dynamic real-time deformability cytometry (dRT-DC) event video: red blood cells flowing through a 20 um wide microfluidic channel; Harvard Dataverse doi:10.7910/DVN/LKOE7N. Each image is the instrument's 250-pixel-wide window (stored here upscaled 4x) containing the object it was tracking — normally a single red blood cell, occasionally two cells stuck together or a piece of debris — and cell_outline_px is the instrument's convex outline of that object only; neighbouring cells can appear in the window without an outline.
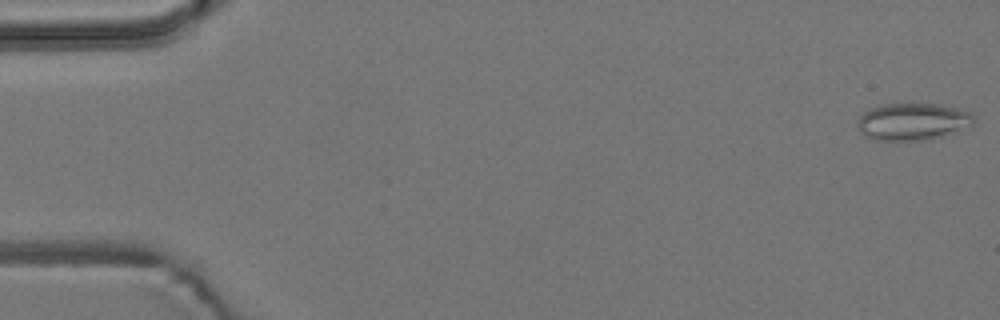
{"species": "common noctule bat (a hibernating species)", "species_latin": "Nyctalus noctula", "temperature_condition": "room temperature", "stored_images_in_passage": 6, "camera_frame_rate_fps": 3000, "um_per_image_px": 0.085, "animal": {"sex": "male", "body_mass_g": 19.2, "forearm_length_mm": 51.8}, "frame": {"image": 1, "passage_image": 1, "time_ms": 0.0, "image_size_px": [1000, 320], "cell_outline_px": [[972, 124], [940, 136], [920, 140], [876, 140], [864, 136], [860, 132], [856, 124], [860, 116], [864, 112], [872, 108], [884, 104], [940, 104], [956, 108], [968, 112], [972, 116]], "centroid_in_image_um": [77.48, 10.33], "position_along_channel_um": 7.5, "area_um2": 24.57}}
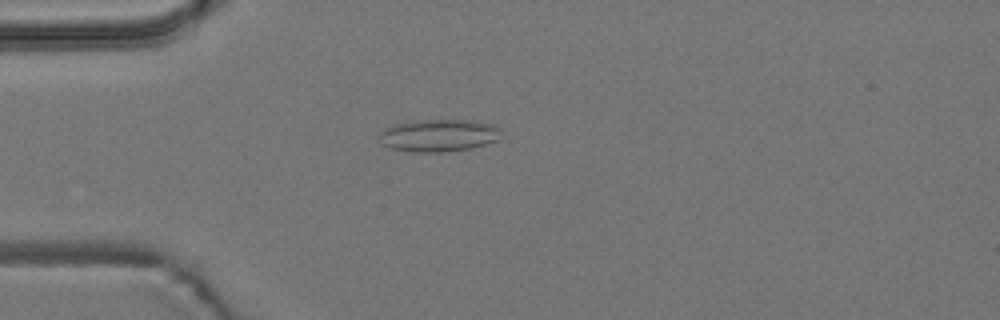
{"frame": {"image": 2, "passage_image": 5, "time_ms": 4.667, "image_size_px": [1000, 320], "cell_outline_px": [[500, 140], [472, 148], [444, 152], [416, 152], [388, 148], [380, 144], [380, 132], [384, 128], [396, 124], [412, 120], [476, 120], [500, 128]], "centroid_in_image_um": [37.27, 11.51], "position_along_channel_um": 47.7, "area_um2": 23.24}}